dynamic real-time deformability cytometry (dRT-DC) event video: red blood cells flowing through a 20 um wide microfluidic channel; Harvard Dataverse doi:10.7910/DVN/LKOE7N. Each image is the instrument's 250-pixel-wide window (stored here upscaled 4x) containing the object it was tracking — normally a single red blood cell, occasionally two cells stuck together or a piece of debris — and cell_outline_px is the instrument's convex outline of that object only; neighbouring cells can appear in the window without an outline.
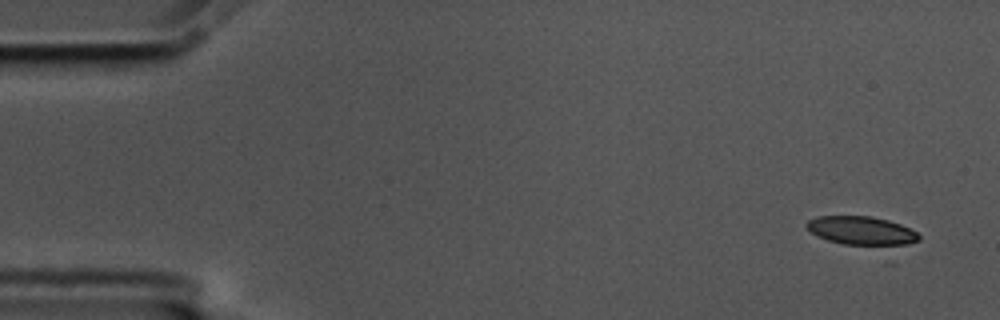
{"species": "common noctule bat (a hibernating species)", "species_latin": "Nyctalus noctula", "temperature_condition": "cold", "stored_images_in_passage": 5, "camera_frame_rate_fps": 3000, "um_per_image_px": 0.085, "animal": {"sex": "male", "body_mass_g": 17.5, "forearm_length_mm": 52.3}, "frame": {"image": 1, "passage_image": 1, "time_ms": 0.0, "image_size_px": [1000, 320], "cell_outline_px": [[920, 240], [908, 244], [892, 248], [884, 248], [844, 244], [828, 240], [812, 232], [804, 224], [808, 220], [816, 216], [872, 216], [888, 220], [900, 224], [916, 232], [920, 236]], "centroid_in_image_um": [73.3, 19.65], "position_along_channel_um": 11.7, "area_um2": 19.31}}
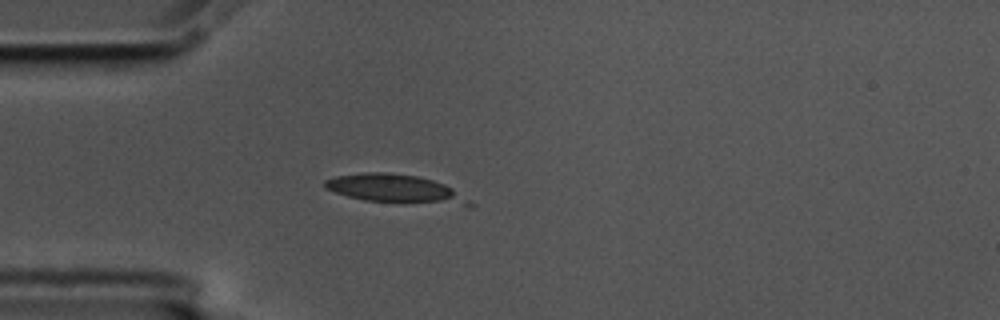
{"frame": {"image": 2, "passage_image": 4, "time_ms": 1.0, "image_size_px": [1000, 320], "cell_outline_px": [[476, 204], [472, 208], [468, 208], [364, 200], [348, 196], [324, 188], [324, 180], [336, 176], [364, 172], [384, 172], [416, 176], [432, 180], [444, 184], [452, 188]], "centroid_in_image_um": [33.75, 16.1], "position_along_channel_um": 51.3, "area_um2": 24.62}}